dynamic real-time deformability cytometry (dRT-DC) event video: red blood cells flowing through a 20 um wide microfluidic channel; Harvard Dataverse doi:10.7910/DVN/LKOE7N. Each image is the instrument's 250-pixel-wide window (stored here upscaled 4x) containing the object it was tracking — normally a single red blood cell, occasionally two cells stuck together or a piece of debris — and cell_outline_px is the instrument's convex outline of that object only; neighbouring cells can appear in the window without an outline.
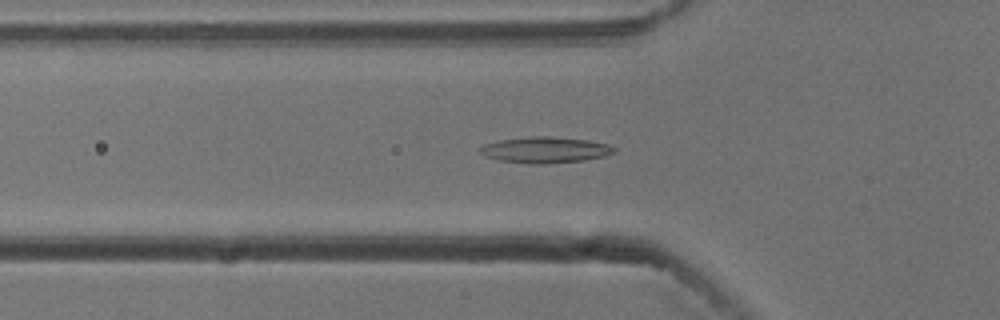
{"species": "common noctule bat (a hibernating species)", "species_latin": "Nyctalus noctula", "temperature_condition": "cold", "stored_images_in_passage": 53, "camera_frame_rate_fps": 3000, "um_per_image_px": 0.085, "animal": {"sex": "male", "body_mass_g": 13.3}, "frame": {"image": 1, "passage_image": 17, "time_ms": 5.333, "image_size_px": [1000, 320], "cell_outline_px": [[616, 152], [604, 156], [584, 160], [548, 164], [528, 164], [500, 160], [484, 156], [480, 152], [480, 148], [484, 144], [500, 140], [532, 136], [548, 136], [588, 140], [608, 144], [616, 148]], "centroid_in_image_um": [46.35, 12.75], "position_along_channel_um": 79.4, "area_um2": 20.4}}
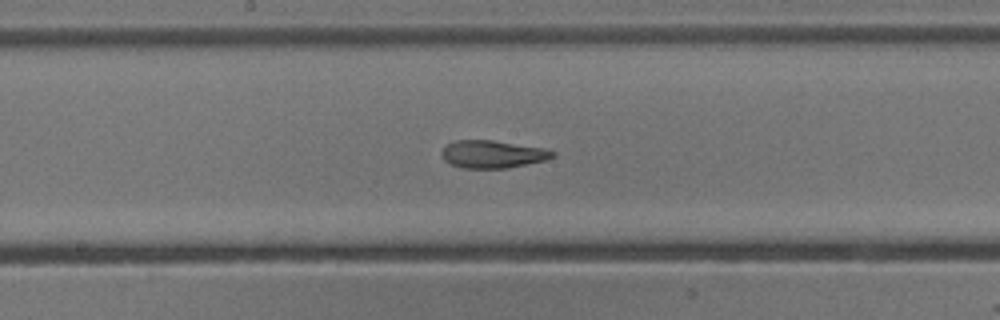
{"frame": {"image": 2, "passage_image": 27, "time_ms": 8.667, "image_size_px": [1000, 320], "cell_outline_px": [[556, 156], [548, 160], [508, 168], [464, 168], [452, 164], [444, 160], [440, 152], [448, 144], [456, 140], [492, 140], [544, 148], [556, 152]], "centroid_in_image_um": [41.92, 13.11], "position_along_channel_um": 206.3, "area_um2": 17.92}}
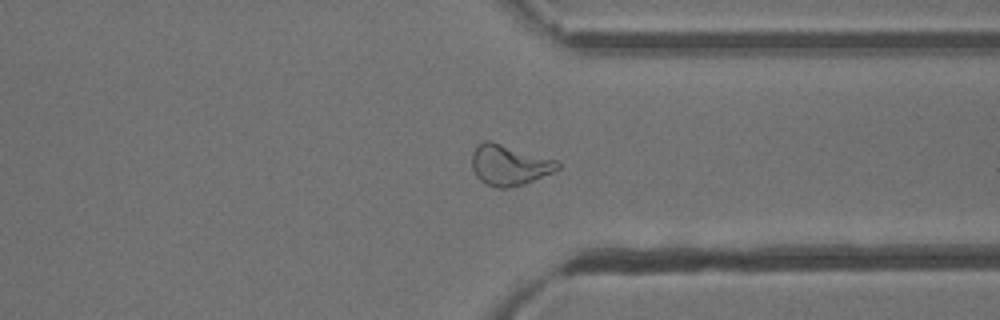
{"frame": {"image": 3, "passage_image": 40, "time_ms": 13.0, "image_size_px": [1000, 320], "cell_outline_px": [[560, 168], [552, 172], [524, 184], [508, 188], [496, 188], [480, 180], [476, 176], [472, 168], [472, 152], [476, 144], [484, 140], [492, 140], [556, 160], [560, 164]], "centroid_in_image_um": [43.25, 14.0], "position_along_channel_um": 368.2, "area_um2": 20.4}, "authors_computed_cell_mechanics": {"area_um2": 19.3052, "velocity_mm_per_s": 3.7623, "shape_relaxation_time_tau1_ms": null, "shape_relaxation_time_tau2_ms": 2.3298, "deformation_change_tau1": null, "deformation_change_tau2": 0.1022}}